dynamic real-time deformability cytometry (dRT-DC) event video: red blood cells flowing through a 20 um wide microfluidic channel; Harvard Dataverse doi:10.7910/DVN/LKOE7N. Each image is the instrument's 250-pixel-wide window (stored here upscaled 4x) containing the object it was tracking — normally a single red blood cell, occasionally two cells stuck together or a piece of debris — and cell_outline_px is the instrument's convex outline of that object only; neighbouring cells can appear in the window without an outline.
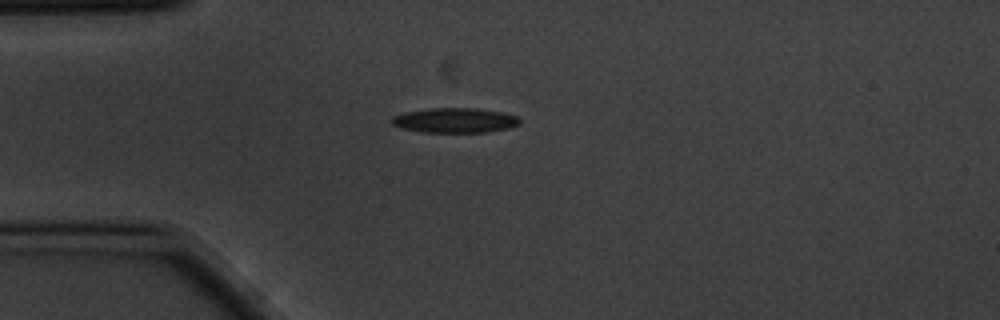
{"species": "common noctule bat (a hibernating species)", "species_latin": "Nyctalus noctula", "temperature_condition": "cold", "stored_images_in_passage": 4, "camera_frame_rate_fps": 3000, "um_per_image_px": 0.085, "animal": {"sex": "male", "body_mass_g": 20.1, "forearm_length_mm": 53.5}, "frame": {"image": 1, "passage_image": 4, "time_ms": 1.0, "image_size_px": [1000, 320], "cell_outline_px": [[520, 124], [508, 128], [484, 132], [424, 132], [400, 128], [392, 124], [388, 120], [392, 116], [404, 112], [432, 108], [476, 108], [504, 112], [516, 116], [520, 120]], "centroid_in_image_um": [38.62, 10.22], "position_along_channel_um": 46.4, "area_um2": 18.61}}